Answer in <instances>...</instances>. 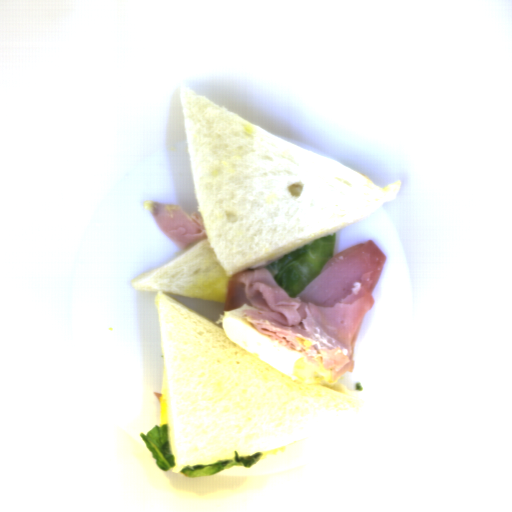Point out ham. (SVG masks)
<instances>
[{"mask_svg":"<svg viewBox=\"0 0 512 512\" xmlns=\"http://www.w3.org/2000/svg\"><path fill=\"white\" fill-rule=\"evenodd\" d=\"M152 218L158 229L175 245L185 249L207 236L199 214L188 215L180 205L153 203Z\"/></svg>","mask_w":512,"mask_h":512,"instance_id":"2","label":"ham"},{"mask_svg":"<svg viewBox=\"0 0 512 512\" xmlns=\"http://www.w3.org/2000/svg\"><path fill=\"white\" fill-rule=\"evenodd\" d=\"M387 258L373 240L333 254L320 273L290 297L269 264L244 269L227 282L224 312L242 310L258 332L322 368L328 382L355 369V348Z\"/></svg>","mask_w":512,"mask_h":512,"instance_id":"1","label":"ham"}]
</instances>
